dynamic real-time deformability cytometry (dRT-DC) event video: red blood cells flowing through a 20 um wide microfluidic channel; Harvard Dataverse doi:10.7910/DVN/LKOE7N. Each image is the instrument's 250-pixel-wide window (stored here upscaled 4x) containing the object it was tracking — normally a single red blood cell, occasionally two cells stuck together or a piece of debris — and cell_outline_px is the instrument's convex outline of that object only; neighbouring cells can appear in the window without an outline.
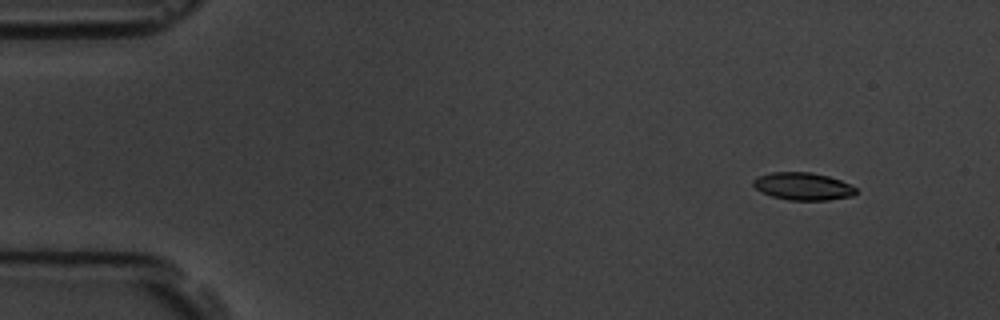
{"species": "common noctule bat (a hibernating species)", "species_latin": "Nyctalus noctula", "temperature_condition": "room temperature", "stored_images_in_passage": 5, "camera_frame_rate_fps": 3000, "um_per_image_px": 0.085, "animal": {"sex": "male", "body_mass_g": 19.5, "forearm_length_mm": 54.6}, "frame": {"image": 1, "passage_image": 2, "time_ms": 1.333, "image_size_px": [1000, 320], "cell_outline_px": [[856, 192], [852, 196], [828, 200], [788, 200], [772, 196], [760, 192], [752, 184], [752, 180], [760, 176], [772, 172], [812, 172], [828, 176], [840, 180], [856, 188]], "centroid_in_image_um": [68.23, 15.84], "position_along_channel_um": 16.8, "area_um2": 16.42}}
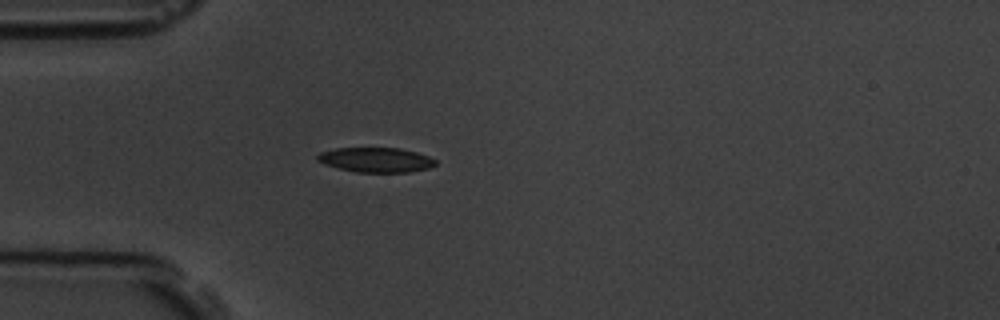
{"frame": {"image": 2, "passage_image": 5, "time_ms": 5.0, "image_size_px": [1000, 320], "cell_outline_px": [[436, 164], [428, 168], [408, 172], [356, 172], [324, 164], [316, 160], [316, 156], [320, 152], [336, 148], [400, 148], [416, 152], [428, 156], [436, 160]], "centroid_in_image_um": [31.94, 13.58], "position_along_channel_um": 53.1, "area_um2": 16.94}}